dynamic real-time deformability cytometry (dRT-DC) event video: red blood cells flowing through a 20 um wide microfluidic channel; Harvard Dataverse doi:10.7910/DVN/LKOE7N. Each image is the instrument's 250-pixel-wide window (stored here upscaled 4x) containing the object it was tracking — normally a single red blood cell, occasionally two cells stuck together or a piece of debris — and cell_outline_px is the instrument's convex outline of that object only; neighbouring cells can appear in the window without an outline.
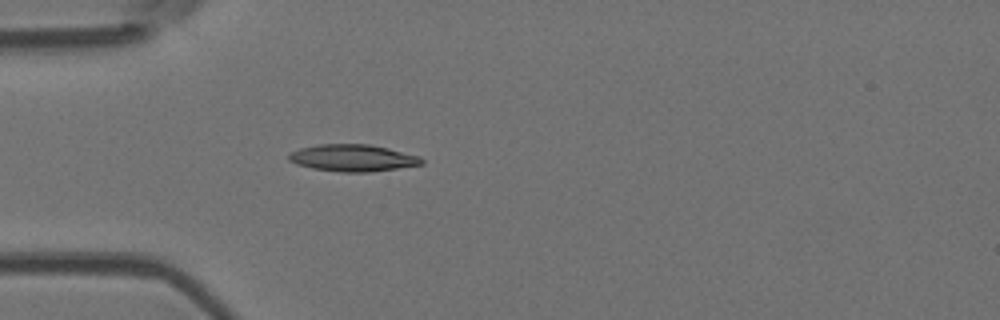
{"species": "Egyptian fruit bat (a non-hibernating species)", "species_latin": "Rousettus aegyptiacus", "temperature_condition": "room temperature", "stored_images_in_passage": 2, "camera_frame_rate_fps": 3000, "um_per_image_px": 0.085, "animal": {"sex": "female"}, "frame": {"image": 1, "passage_image": 2, "time_ms": 1.333, "image_size_px": [1000, 320], "cell_outline_px": [[424, 164], [372, 172], [340, 172], [312, 168], [296, 164], [288, 160], [288, 156], [292, 152], [300, 148], [316, 144], [368, 144], [388, 148], [420, 156], [424, 160]], "centroid_in_image_um": [30.0, 13.42], "position_along_channel_um": 55.0, "area_um2": 20.92}}